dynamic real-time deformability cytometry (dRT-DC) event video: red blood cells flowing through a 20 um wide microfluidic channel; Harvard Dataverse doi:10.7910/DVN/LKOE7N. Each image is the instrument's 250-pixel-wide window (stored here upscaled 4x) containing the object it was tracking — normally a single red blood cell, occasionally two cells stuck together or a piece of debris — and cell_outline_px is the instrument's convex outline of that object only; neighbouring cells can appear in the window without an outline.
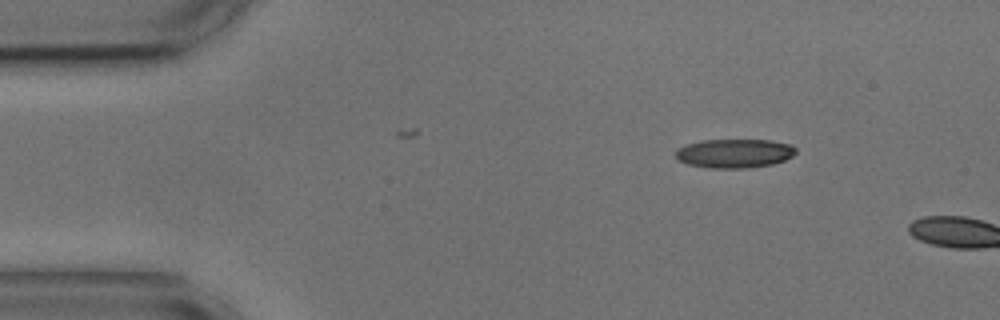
{"species": "common noctule bat (a hibernating species)", "species_latin": "Nyctalus noctula", "temperature_condition": "cold", "stored_images_in_passage": 2, "camera_frame_rate_fps": 3000, "um_per_image_px": 0.085, "animal": {"sex": "male", "body_mass_g": 17.9, "forearm_length_mm": 54.2}, "frame": {"image": 1, "passage_image": 1, "time_ms": 0.0, "image_size_px": [1000, 320], "cell_outline_px": [[796, 152], [792, 156], [784, 160], [772, 164], [744, 168], [708, 168], [688, 164], [680, 160], [676, 156], [676, 148], [684, 144], [700, 140], [768, 140], [792, 144], [796, 148]], "centroid_in_image_um": [62.41, 13.02], "position_along_channel_um": 22.6, "area_um2": 20.35}}